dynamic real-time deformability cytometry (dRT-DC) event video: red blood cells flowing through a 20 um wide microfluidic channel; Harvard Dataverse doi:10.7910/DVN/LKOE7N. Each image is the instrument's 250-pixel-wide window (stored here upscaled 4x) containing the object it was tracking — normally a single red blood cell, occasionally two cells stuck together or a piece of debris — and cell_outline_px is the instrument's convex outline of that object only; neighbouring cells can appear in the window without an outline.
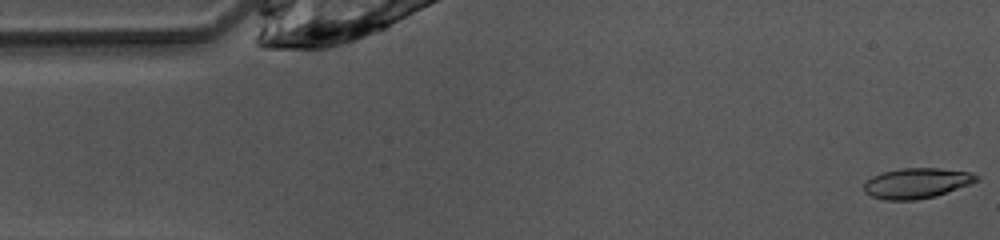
{"species": "common noctule bat (a hibernating species)", "species_latin": "Nyctalus noctula", "temperature_condition": "warm", "stored_images_in_passage": 47, "camera_frame_rate_fps": 3000, "um_per_image_px": 0.085, "animal": {"sex": "female", "body_mass_g": 10.0, "forearm_length_mm": 53.1}, "frame": {"image": 1, "passage_image": 1, "time_ms": 0.0, "image_size_px": [1000, 240], "cell_outline_px": [[980, 180], [936, 196], [916, 200], [884, 200], [872, 196], [864, 192], [864, 184], [872, 176], [884, 172], [900, 168], [940, 168], [972, 172], [980, 176]], "centroid_in_image_um": [77.94, 15.56], "position_along_channel_um": 7.1, "area_um2": 19.94}}
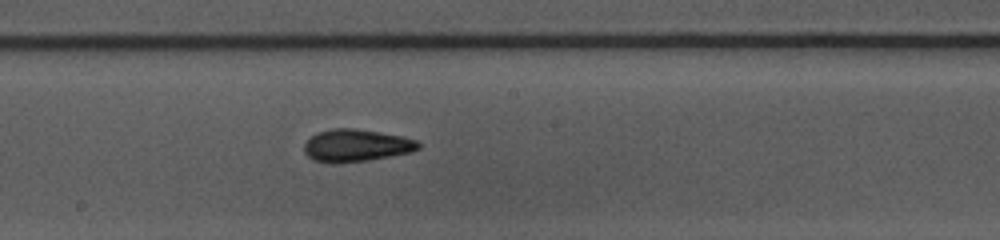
{"frame": {"image": 2, "passage_image": 24, "time_ms": 7.667, "image_size_px": [1000, 240], "cell_outline_px": [[420, 148], [412, 152], [368, 160], [332, 164], [316, 160], [308, 156], [304, 152], [304, 144], [316, 132], [332, 128], [356, 128], [404, 136], [416, 140], [420, 144]], "centroid_in_image_um": [30.29, 12.36], "position_along_channel_um": 217.9, "area_um2": 21.68}}
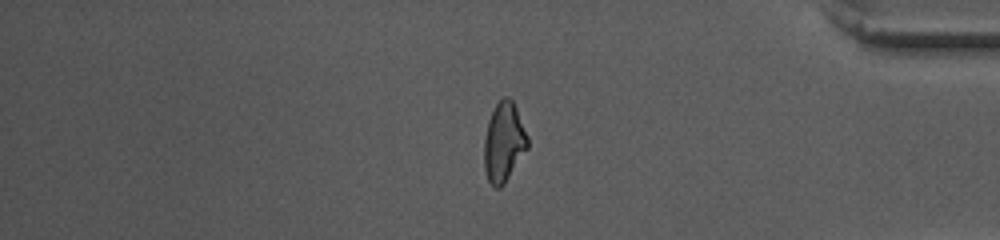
{"frame": {"image": 3, "passage_image": 39, "time_ms": 12.667, "image_size_px": [1000, 240], "cell_outline_px": [[528, 148], [504, 184], [500, 188], [496, 188], [488, 180], [484, 168], [484, 140], [488, 120], [496, 104], [504, 96], [508, 96], [512, 100], [516, 108], [528, 136]], "centroid_in_image_um": [42.82, 12.09], "position_along_channel_um": 392.4, "area_um2": 20.06}, "authors_computed_cell_mechanics": {"area_um2": 20.2878, "velocity_mm_per_s": 4.092, "shape_relaxation_time_tau1_ms": 4.1754, "shape_relaxation_time_tau2_ms": 2.302, "deformation_change_tau1": 0.1804, "deformation_change_tau2": 0.1033}}